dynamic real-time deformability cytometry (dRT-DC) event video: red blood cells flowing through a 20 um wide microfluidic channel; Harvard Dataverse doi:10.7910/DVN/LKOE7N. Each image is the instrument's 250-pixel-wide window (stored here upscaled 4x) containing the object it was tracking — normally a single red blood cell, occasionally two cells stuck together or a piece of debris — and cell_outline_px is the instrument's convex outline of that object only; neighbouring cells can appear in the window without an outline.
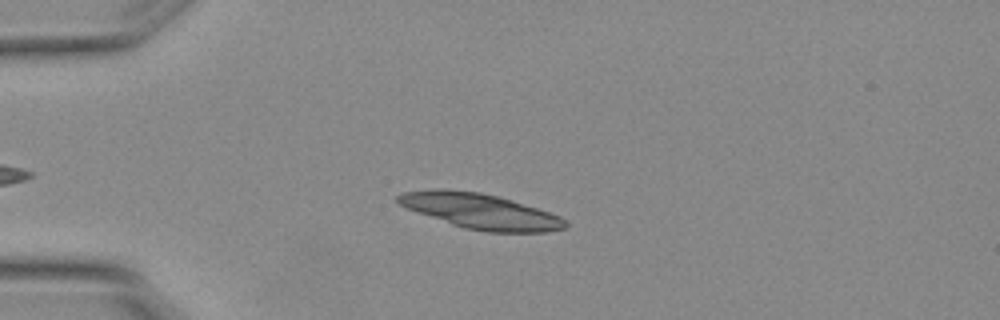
{"species": "Egyptian fruit bat (a non-hibernating species)", "species_latin": "Rousettus aegyptiacus", "temperature_condition": "warm", "stored_images_in_passage": 5, "camera_frame_rate_fps": 3000, "um_per_image_px": 0.085, "animal": {"sex": "female"}, "frame": {"image": 1, "passage_image": 4, "time_ms": 1.0, "image_size_px": [1000, 320], "cell_outline_px": [[568, 228], [544, 232], [488, 232], [464, 228], [452, 224], [408, 208], [400, 204], [396, 200], [396, 196], [404, 192], [432, 188], [444, 188], [480, 192], [512, 200], [560, 216], [568, 224]], "centroid_in_image_um": [40.84, 17.94], "position_along_channel_um": 44.2, "area_um2": 34.1}}